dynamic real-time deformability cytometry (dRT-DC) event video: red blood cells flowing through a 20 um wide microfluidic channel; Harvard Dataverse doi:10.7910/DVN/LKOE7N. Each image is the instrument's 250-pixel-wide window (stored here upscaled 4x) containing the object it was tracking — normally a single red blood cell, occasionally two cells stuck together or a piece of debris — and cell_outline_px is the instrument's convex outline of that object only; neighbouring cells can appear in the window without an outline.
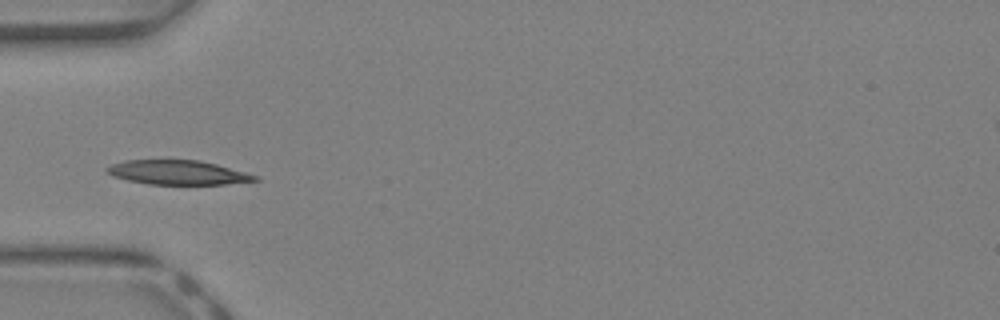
{"species": "Egyptian fruit bat (a non-hibernating species)", "species_latin": "Rousettus aegyptiacus", "temperature_condition": "warm", "stored_images_in_passage": 39, "camera_frame_rate_fps": 3000, "um_per_image_px": 0.085, "animal": {"sex": "female"}, "frame": {"image": 1, "passage_image": 11, "time_ms": 3.333, "image_size_px": [1000, 320], "cell_outline_px": [[260, 180], [224, 184], [148, 184], [128, 180], [112, 176], [104, 168], [112, 164], [124, 160], [200, 160], [216, 164], [244, 172], [256, 176]], "centroid_in_image_um": [15.07, 14.66], "position_along_channel_um": 69.9, "area_um2": 20.75}}
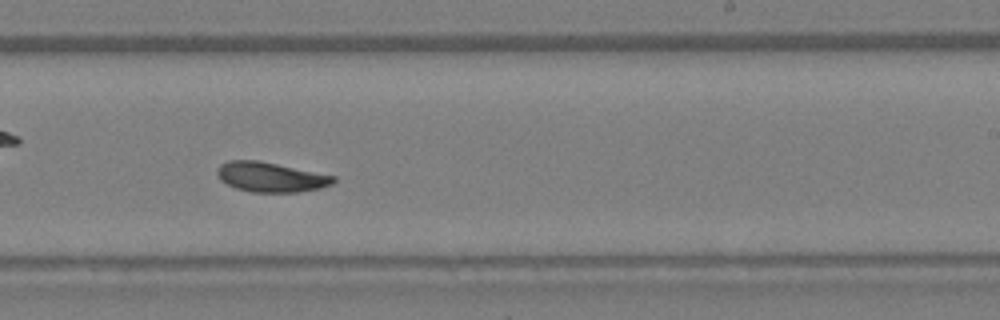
{"frame": {"image": 2, "passage_image": 23, "time_ms": 7.333, "image_size_px": [1000, 320], "cell_outline_px": [[336, 180], [332, 184], [320, 188], [296, 192], [252, 192], [236, 188], [220, 180], [216, 172], [216, 168], [220, 164], [228, 160], [256, 160], [336, 176]], "centroid_in_image_um": [22.98, 15.05], "position_along_channel_um": 266.0, "area_um2": 20.06}}
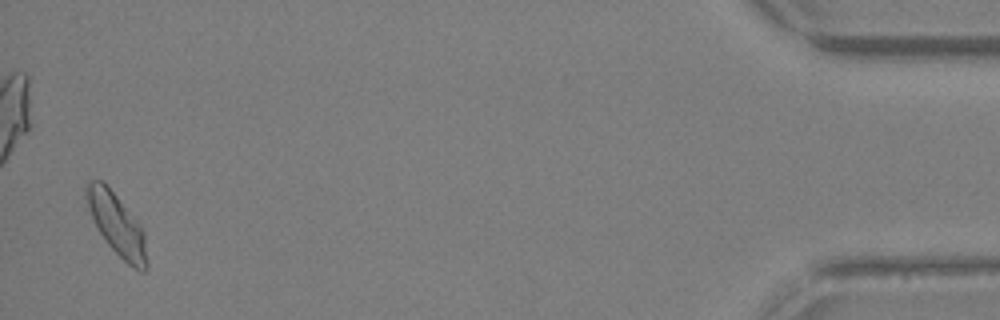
{"frame": {"image": 3, "passage_image": 38, "time_ms": 12.333, "image_size_px": [1000, 320], "cell_outline_px": [[148, 268], [144, 272], [140, 272], [132, 268], [108, 244], [100, 232], [88, 208], [84, 196], [84, 188], [88, 180], [100, 180], [116, 196], [144, 232], [148, 264]], "centroid_in_image_um": [9.92, 19.12], "position_along_channel_um": 425.3, "area_um2": 21.21}, "authors_computed_cell_mechanics": {"area_um2": 20.519, "velocity_mm_per_s": 4.9218, "shape_relaxation_time_tau1_ms": 5.1457, "shape_relaxation_time_tau2_ms": 3.2798, "deformation_change_tau1": 0.1322, "deformation_change_tau2": 0.0722}}